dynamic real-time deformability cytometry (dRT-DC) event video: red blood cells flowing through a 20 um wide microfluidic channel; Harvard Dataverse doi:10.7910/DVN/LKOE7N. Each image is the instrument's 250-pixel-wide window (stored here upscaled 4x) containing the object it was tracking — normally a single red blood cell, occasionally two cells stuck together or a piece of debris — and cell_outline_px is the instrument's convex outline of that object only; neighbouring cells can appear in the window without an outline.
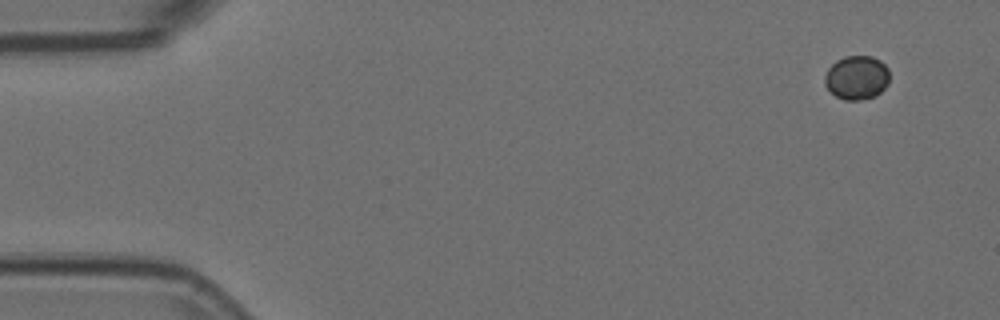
{"species": "Egyptian fruit bat (a non-hibernating species)", "species_latin": "Rousettus aegyptiacus", "temperature_condition": "room temperature", "stored_images_in_passage": 10, "camera_frame_rate_fps": 3000, "um_per_image_px": 0.085, "animal": {"sex": "female"}, "frame": {"image": 1, "passage_image": 1, "time_ms": 0.0, "image_size_px": [1000, 320], "cell_outline_px": [[888, 84], [876, 96], [860, 100], [844, 100], [836, 96], [824, 84], [824, 76], [828, 68], [836, 60], [844, 56], [872, 56], [880, 60], [888, 68]], "centroid_in_image_um": [72.81, 6.59], "position_along_channel_um": 12.2, "area_um2": 16.65}}
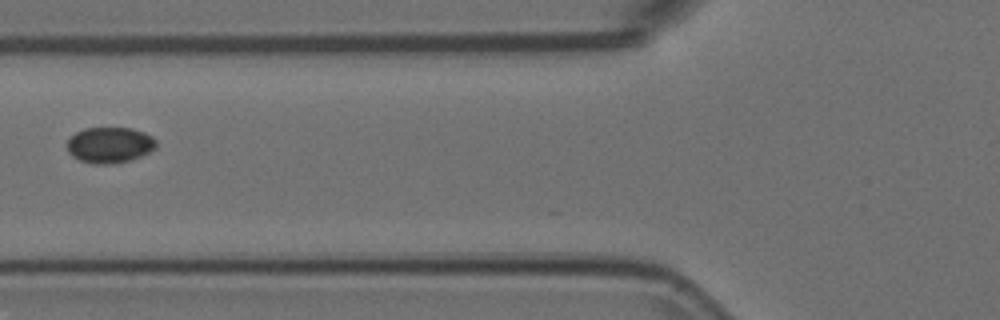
{"frame": {"image": 2, "passage_image": 6, "time_ms": 1.667, "image_size_px": [1000, 320], "cell_outline_px": [[156, 148], [132, 160], [112, 164], [92, 164], [80, 160], [72, 156], [68, 152], [68, 140], [76, 132], [84, 128], [132, 128], [144, 132], [152, 136], [156, 140]], "centroid_in_image_um": [9.33, 12.33], "position_along_channel_um": 116.5, "area_um2": 18.67}}
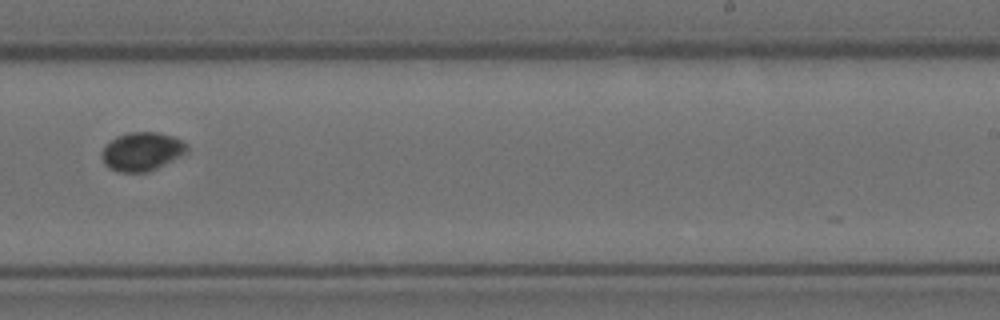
{"frame": {"image": 3, "passage_image": 10, "time_ms": 3.0, "image_size_px": [1000, 320], "cell_outline_px": [[188, 152], [148, 172], [120, 172], [108, 168], [104, 164], [100, 156], [100, 152], [116, 136], [128, 132], [156, 132], [172, 136], [188, 144]], "centroid_in_image_um": [12.04, 12.88], "position_along_channel_um": 277.0, "area_um2": 19.13}}